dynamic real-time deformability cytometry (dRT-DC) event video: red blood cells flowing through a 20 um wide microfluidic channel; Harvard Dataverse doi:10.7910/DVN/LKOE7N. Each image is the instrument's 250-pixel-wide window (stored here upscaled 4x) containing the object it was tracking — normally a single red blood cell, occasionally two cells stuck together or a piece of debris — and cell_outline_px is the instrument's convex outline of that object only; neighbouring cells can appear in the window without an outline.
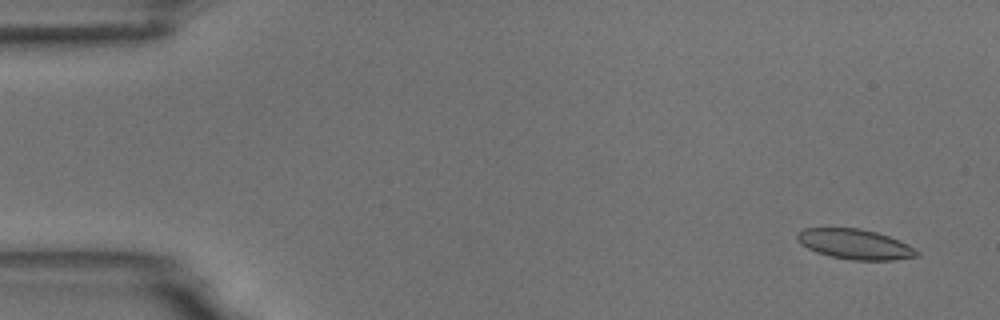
{"species": "common noctule bat (a hibernating species)", "species_latin": "Nyctalus noctula", "temperature_condition": "room temperature", "stored_images_in_passage": 5, "segment_of_instrument_passage": [1, 2], "camera_frame_rate_fps": 3000, "um_per_image_px": 0.085, "animal": {"sex": "male", "body_mass_g": 18.8}, "frame": {"image": 1, "passage_image": 1, "time_ms": 0.0, "image_size_px": [1000, 320], "cell_outline_px": [[920, 256], [892, 260], [852, 260], [828, 256], [816, 252], [800, 244], [796, 236], [796, 232], [804, 228], [860, 228], [876, 232], [888, 236], [908, 244], [920, 252]], "centroid_in_image_um": [72.66, 20.76], "position_along_channel_um": 12.3, "area_um2": 21.1}}